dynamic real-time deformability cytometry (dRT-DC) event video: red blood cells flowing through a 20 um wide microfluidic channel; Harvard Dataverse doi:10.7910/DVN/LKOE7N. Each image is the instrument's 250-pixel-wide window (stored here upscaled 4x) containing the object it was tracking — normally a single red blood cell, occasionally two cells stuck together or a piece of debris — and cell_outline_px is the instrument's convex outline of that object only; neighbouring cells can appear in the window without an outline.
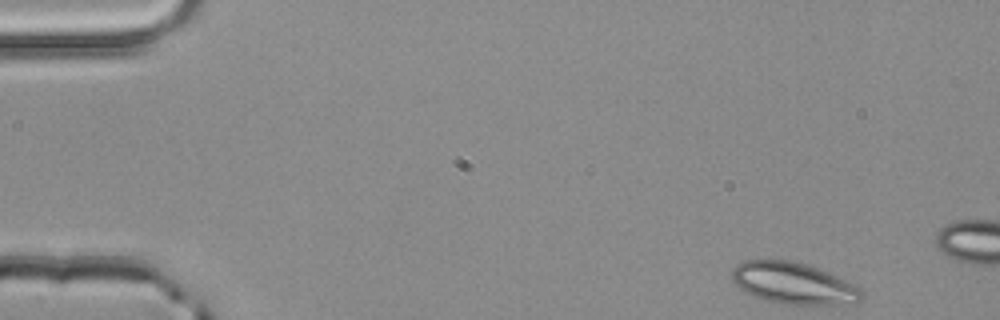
{"species": "common noctule bat (a hibernating species)", "species_latin": "Nyctalus noctula", "temperature_condition": "room temperature", "stored_images_in_passage": 10, "camera_frame_rate_fps": 3000, "um_per_image_px": 0.085, "animal": {"sex": "male", "body_mass_g": 20.4}, "frame": {"image": 1, "passage_image": 1, "time_ms": 0.0, "image_size_px": [1000, 320], "cell_outline_px": [[864, 292], [860, 300], [856, 304], [784, 304], [768, 300], [744, 292], [732, 280], [732, 268], [736, 264], [744, 260], [788, 260], [804, 264], [828, 272], [860, 288]], "centroid_in_image_um": [67.43, 24.08], "position_along_channel_um": 17.6, "area_um2": 31.1}}